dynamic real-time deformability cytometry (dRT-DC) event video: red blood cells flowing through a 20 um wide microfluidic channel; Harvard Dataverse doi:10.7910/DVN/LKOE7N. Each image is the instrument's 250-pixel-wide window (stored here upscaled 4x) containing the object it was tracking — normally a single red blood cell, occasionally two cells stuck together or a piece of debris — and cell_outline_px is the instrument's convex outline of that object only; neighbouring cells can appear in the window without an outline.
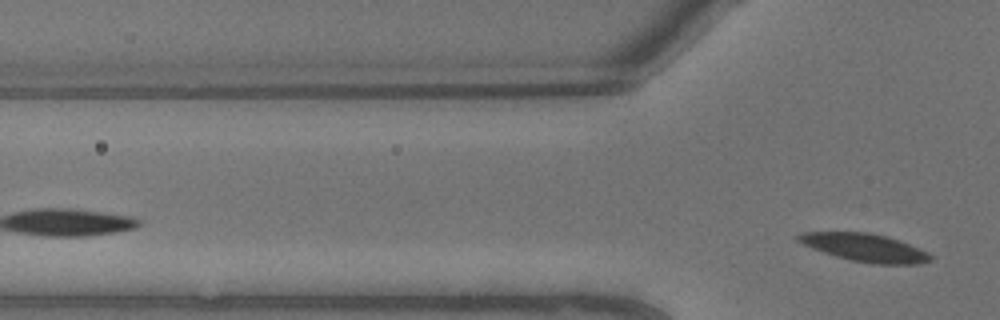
{"species": "common noctule bat (a hibernating species)", "species_latin": "Nyctalus noctula", "temperature_condition": "warm", "stored_images_in_passage": 5, "camera_frame_rate_fps": 3000, "um_per_image_px": 0.085, "animal": {"sex": "male", "body_mass_g": 13.3}, "frame": {"image": 1, "passage_image": 5, "time_ms": 1.333, "image_size_px": [1000, 320], "cell_outline_px": [[932, 260], [916, 264], [872, 264], [852, 260], [836, 256], [812, 248], [796, 240], [796, 236], [804, 232], [868, 232], [884, 236], [908, 244], [928, 252], [932, 256]], "centroid_in_image_um": [73.5, 21.05], "position_along_channel_um": 52.3, "area_um2": 21.15}}